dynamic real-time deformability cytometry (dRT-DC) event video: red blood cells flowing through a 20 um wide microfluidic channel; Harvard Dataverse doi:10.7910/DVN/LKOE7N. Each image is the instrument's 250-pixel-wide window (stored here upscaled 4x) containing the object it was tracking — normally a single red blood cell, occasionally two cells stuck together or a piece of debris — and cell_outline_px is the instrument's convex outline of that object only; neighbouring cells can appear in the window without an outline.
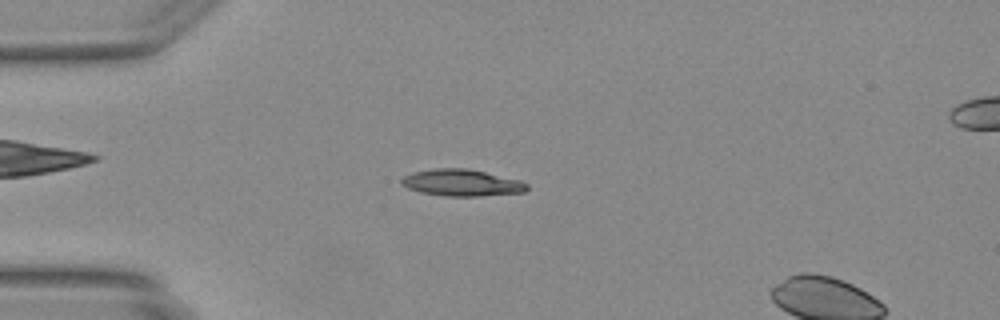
{"species": "Egyptian fruit bat (a non-hibernating species)", "species_latin": "Rousettus aegyptiacus", "temperature_condition": "warm", "stored_images_in_passage": 13, "camera_frame_rate_fps": 3000, "um_per_image_px": 0.085, "animal": {"sex": "female"}, "frame": {"image": 1, "passage_image": 10, "time_ms": 3.0, "image_size_px": [1000, 320], "cell_outline_px": [[528, 188], [524, 192], [480, 196], [444, 196], [420, 192], [408, 188], [400, 184], [400, 180], [404, 176], [412, 172], [432, 168], [468, 168], [520, 180], [528, 184]], "centroid_in_image_um": [39.22, 15.53], "position_along_channel_um": 45.8, "area_um2": 19.65}}